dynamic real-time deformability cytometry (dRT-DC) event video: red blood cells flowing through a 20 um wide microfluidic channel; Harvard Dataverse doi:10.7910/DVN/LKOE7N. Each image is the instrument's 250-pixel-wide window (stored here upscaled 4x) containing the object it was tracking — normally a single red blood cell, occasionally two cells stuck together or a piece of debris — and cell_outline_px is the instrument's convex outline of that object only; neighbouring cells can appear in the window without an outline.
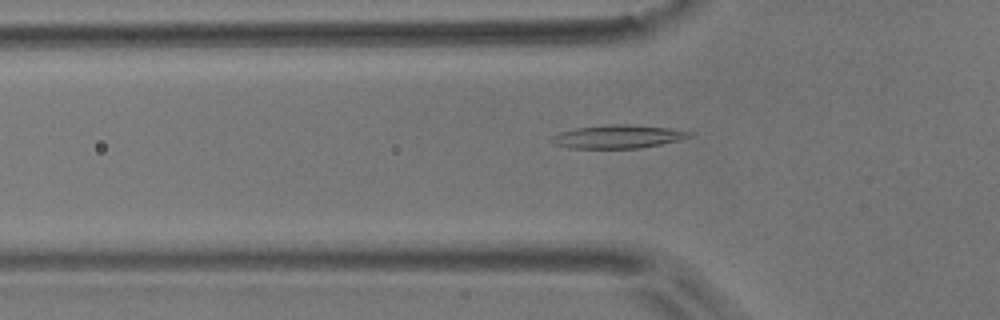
{"species": "common noctule bat (a hibernating species)", "species_latin": "Nyctalus noctula", "temperature_condition": "room temperature", "stored_images_in_passage": 42, "camera_frame_rate_fps": 3000, "um_per_image_px": 0.085, "animal": {"sex": "male", "body_mass_g": 17.9}, "frame": {"image": 1, "passage_image": 6, "time_ms": 1.667, "image_size_px": [1000, 320], "cell_outline_px": [[692, 136], [680, 140], [640, 148], [568, 148], [556, 144], [552, 140], [552, 136], [560, 132], [576, 128], [620, 124], [624, 124], [668, 128], [692, 132]], "centroid_in_image_um": [52.54, 11.62], "position_along_channel_um": 73.3, "area_um2": 18.32}}
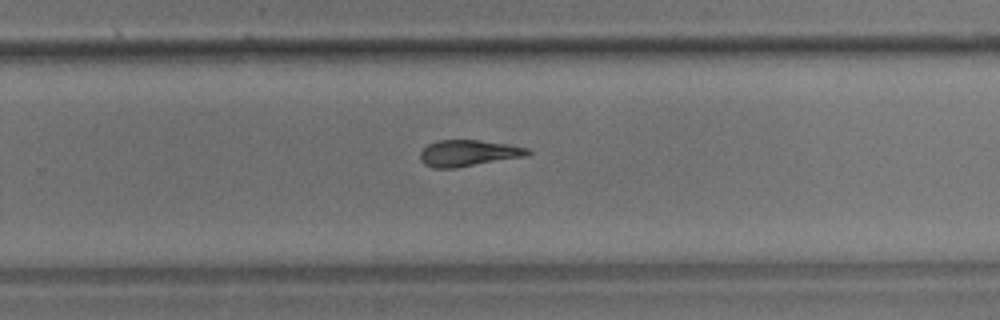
{"frame": {"image": 2, "passage_image": 23, "time_ms": 7.333, "image_size_px": [1000, 320], "cell_outline_px": [[532, 152], [528, 156], [456, 168], [432, 168], [424, 164], [420, 160], [420, 152], [428, 144], [436, 140], [480, 140], [508, 144], [528, 148]], "centroid_in_image_um": [39.81, 13.02], "position_along_channel_um": 290.0, "area_um2": 16.7}}
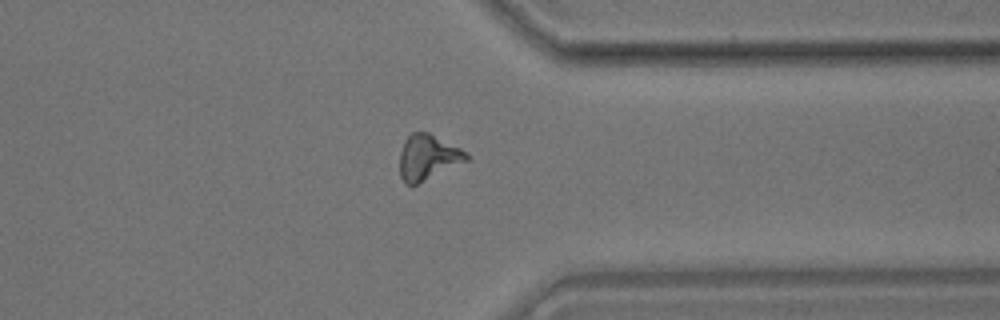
{"frame": {"image": 3, "passage_image": 30, "time_ms": 9.667, "image_size_px": [1000, 320], "cell_outline_px": [[472, 156], [468, 160], [416, 184], [404, 184], [400, 176], [400, 152], [404, 140], [412, 132], [428, 132], [468, 152]], "centroid_in_image_um": [36.37, 13.36], "position_along_channel_um": 375.0, "area_um2": 17.51}, "authors_computed_cell_mechanics": {"area_um2": 16.9643, "velocity_mm_per_s": 3.8072, "shape_relaxation_time_tau1_ms": 10.8706, "shape_relaxation_time_tau2_ms": 8.0602, "deformation_change_tau1": 0.2358, "deformation_change_tau2": 0.2202}}